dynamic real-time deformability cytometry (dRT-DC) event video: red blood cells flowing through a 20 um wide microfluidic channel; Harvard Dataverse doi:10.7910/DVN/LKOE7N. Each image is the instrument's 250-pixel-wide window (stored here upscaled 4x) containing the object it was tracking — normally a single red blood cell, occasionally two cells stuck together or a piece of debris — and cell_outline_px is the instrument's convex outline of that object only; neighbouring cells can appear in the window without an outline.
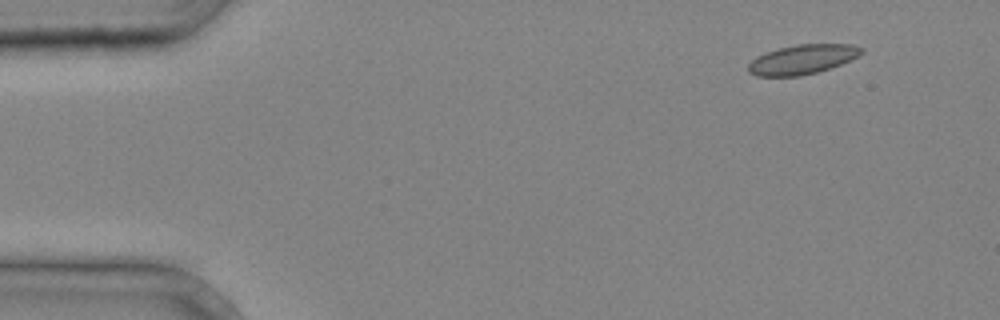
{"species": "common noctule bat (a hibernating species)", "species_latin": "Nyctalus noctula", "temperature_condition": "cold", "stored_images_in_passage": 3, "camera_frame_rate_fps": 3000, "um_per_image_px": 0.085, "animal": {"sex": "male", "body_mass_g": 20.4}, "frame": {"image": 1, "passage_image": 1, "time_ms": 0.0, "image_size_px": [1000, 320], "cell_outline_px": [[864, 52], [840, 64], [816, 72], [800, 76], [756, 76], [748, 72], [748, 64], [756, 56], [776, 48], [796, 44], [852, 44], [864, 48]], "centroid_in_image_um": [68.16, 5.04], "position_along_channel_um": 16.8, "area_um2": 19.42}}
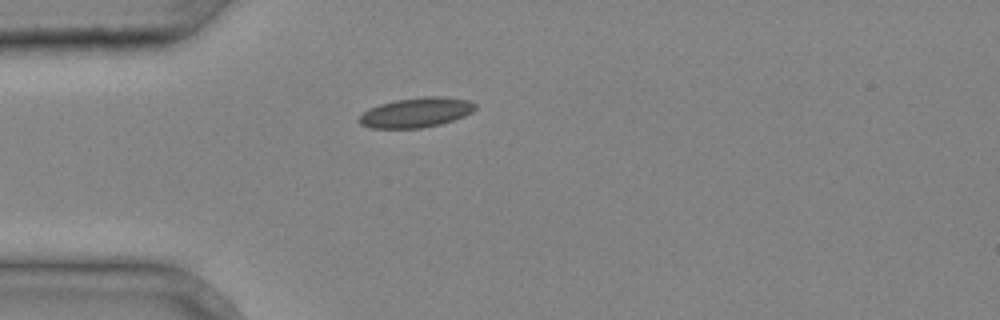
{"frame": {"image": 2, "passage_image": 3, "time_ms": 0.667, "image_size_px": [1000, 320], "cell_outline_px": [[476, 108], [472, 112], [464, 116], [440, 124], [420, 128], [372, 128], [360, 124], [356, 120], [364, 112], [380, 104], [396, 100], [424, 96], [440, 96], [468, 100], [476, 104]], "centroid_in_image_um": [35.38, 9.56], "position_along_channel_um": 49.6, "area_um2": 20.0}}